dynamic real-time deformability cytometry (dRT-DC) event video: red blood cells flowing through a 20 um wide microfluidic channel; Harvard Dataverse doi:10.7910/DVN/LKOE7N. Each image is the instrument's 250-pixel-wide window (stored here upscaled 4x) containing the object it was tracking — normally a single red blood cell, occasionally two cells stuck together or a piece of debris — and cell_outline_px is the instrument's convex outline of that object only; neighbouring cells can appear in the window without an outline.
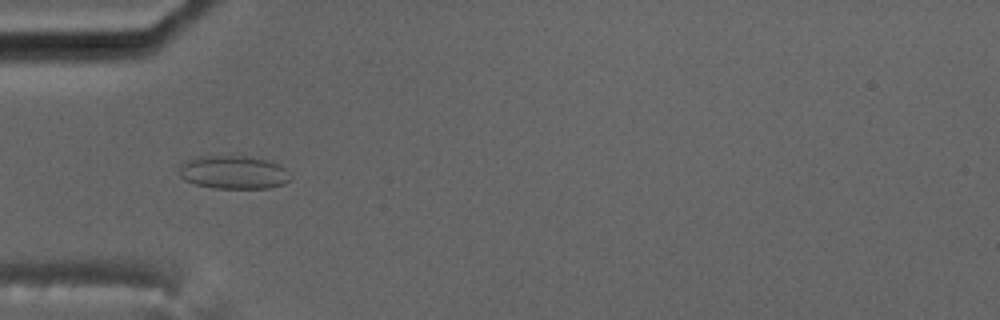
{"species": "common noctule bat (a hibernating species)", "species_latin": "Nyctalus noctula", "temperature_condition": "cold", "stored_images_in_passage": 4, "camera_frame_rate_fps": 3000, "um_per_image_px": 0.085, "animal": {"sex": "male", "body_mass_g": 17.5, "forearm_length_mm": 52.3}, "frame": {"image": 1, "passage_image": 4, "time_ms": 3.333, "image_size_px": [1000, 320], "cell_outline_px": [[292, 180], [284, 184], [268, 188], [212, 188], [196, 184], [184, 180], [180, 176], [180, 160], [196, 156], [232, 152], [280, 164], [292, 176]], "centroid_in_image_um": [19.8, 14.59], "position_along_channel_um": 65.2, "area_um2": 22.66}}